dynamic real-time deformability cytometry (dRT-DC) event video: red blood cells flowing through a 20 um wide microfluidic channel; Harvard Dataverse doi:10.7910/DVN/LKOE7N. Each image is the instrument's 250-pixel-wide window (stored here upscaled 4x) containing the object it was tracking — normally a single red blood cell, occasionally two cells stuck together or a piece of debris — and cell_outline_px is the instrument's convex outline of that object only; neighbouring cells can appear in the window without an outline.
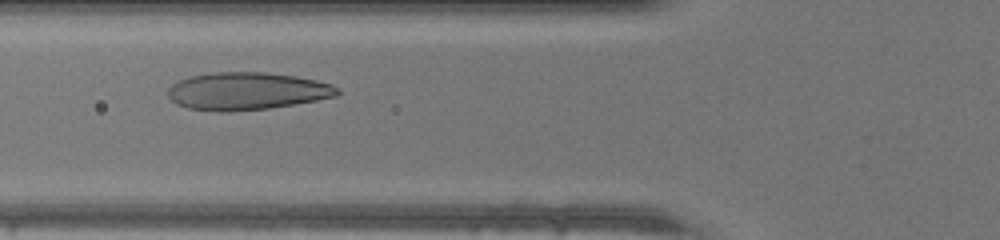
{"species": "human", "species_latin": "Homo sapiens", "temperature_condition": "warm", "stored_images_in_passage": 30, "camera_frame_rate_fps": 3000, "um_per_image_px": 0.085, "donor": {"sex": "male"}, "frame": {"image": 1, "passage_image": 10, "time_ms": 3.0, "image_size_px": [1000, 240], "cell_outline_px": [[340, 92], [336, 96], [316, 100], [268, 108], [188, 108], [176, 104], [168, 96], [168, 88], [172, 84], [180, 80], [192, 76], [212, 72], [264, 72], [296, 76], [316, 80], [332, 84], [340, 88]], "centroid_in_image_um": [21.05, 7.69], "position_along_channel_um": 104.8, "area_um2": 35.78}}
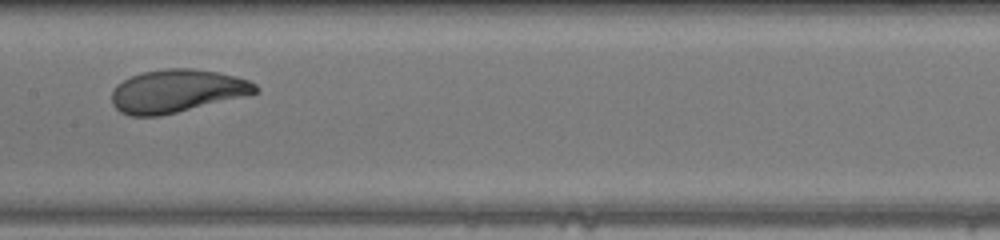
{"frame": {"image": 2, "passage_image": 16, "time_ms": 5.0, "image_size_px": [1000, 240], "cell_outline_px": [[260, 92], [160, 116], [128, 116], [120, 112], [112, 104], [112, 92], [116, 84], [132, 76], [144, 72], [168, 68], [192, 68], [216, 72], [236, 76], [248, 80], [256, 84], [260, 88]], "centroid_in_image_um": [15.03, 7.74], "position_along_channel_um": 192.4, "area_um2": 35.84}}
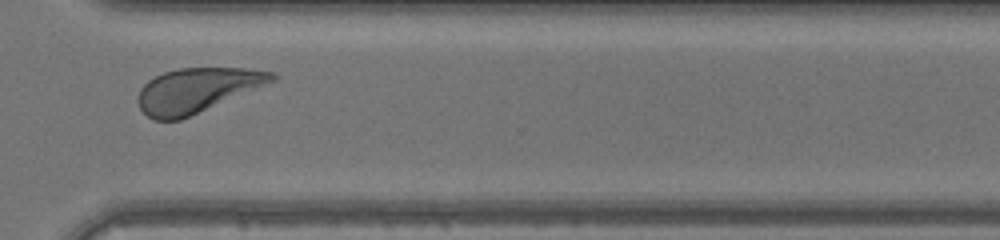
{"frame": {"image": 3, "passage_image": 27, "time_ms": 8.667, "image_size_px": [1000, 240], "cell_outline_px": [[280, 76], [276, 80], [180, 120], [152, 120], [140, 108], [136, 100], [136, 96], [140, 88], [148, 80], [164, 72], [180, 68], [244, 68], [276, 72]], "centroid_in_image_um": [16.72, 7.66], "position_along_channel_um": 353.9, "area_um2": 34.62}}